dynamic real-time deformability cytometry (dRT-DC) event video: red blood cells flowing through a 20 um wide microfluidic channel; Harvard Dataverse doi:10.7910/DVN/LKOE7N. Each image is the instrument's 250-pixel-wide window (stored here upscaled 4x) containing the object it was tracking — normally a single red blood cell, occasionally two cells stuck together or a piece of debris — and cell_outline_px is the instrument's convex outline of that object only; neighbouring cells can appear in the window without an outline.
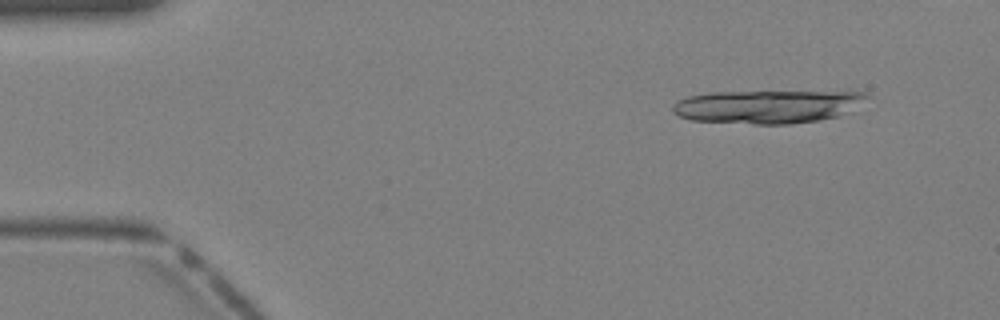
{"species": "Egyptian fruit bat (a non-hibernating species)", "species_latin": "Rousettus aegyptiacus", "temperature_condition": "warm", "stored_images_in_passage": 14, "camera_frame_rate_fps": 3000, "um_per_image_px": 0.085, "animal": {"sex": "female"}, "frame": {"image": 1, "passage_image": 1, "time_ms": 0.0, "image_size_px": [1000, 320], "cell_outline_px": [[868, 96], [836, 116], [820, 120], [788, 124], [756, 124], [692, 120], [680, 116], [672, 112], [672, 104], [688, 96], [708, 92], [864, 92]], "centroid_in_image_um": [65.08, 9.06], "position_along_channel_um": 19.9, "area_um2": 36.7}}